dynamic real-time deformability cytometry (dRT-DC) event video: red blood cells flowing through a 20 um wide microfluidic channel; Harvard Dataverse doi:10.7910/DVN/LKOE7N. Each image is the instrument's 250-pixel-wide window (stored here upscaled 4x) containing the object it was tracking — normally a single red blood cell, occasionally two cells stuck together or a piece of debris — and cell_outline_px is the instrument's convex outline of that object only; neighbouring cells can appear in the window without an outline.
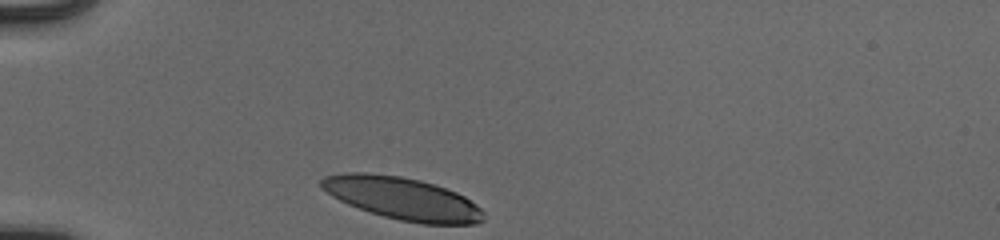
{"species": "human", "species_latin": "Homo sapiens", "temperature_condition": "cold", "stored_images_in_passage": 31, "camera_frame_rate_fps": 3000, "um_per_image_px": 0.085, "donor": {"sex": "male"}, "frame": {"image": 1, "passage_image": 1, "time_ms": 0.0, "image_size_px": [1000, 240], "cell_outline_px": [[484, 220], [476, 224], [424, 224], [400, 220], [384, 216], [348, 204], [332, 196], [320, 188], [320, 180], [324, 176], [344, 172], [368, 172], [400, 176], [420, 180], [436, 184], [456, 192], [464, 196], [476, 204], [484, 212]], "centroid_in_image_um": [34.21, 16.85], "position_along_channel_um": 50.8, "area_um2": 40.23}}
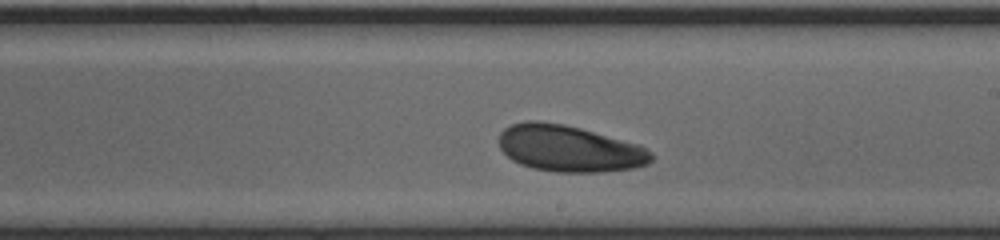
{"frame": {"image": 2, "passage_image": 18, "time_ms": 5.667, "image_size_px": [1000, 240], "cell_outline_px": [[652, 160], [648, 164], [636, 168], [604, 172], [556, 172], [532, 168], [520, 164], [512, 160], [500, 148], [500, 132], [504, 128], [512, 124], [524, 120], [536, 120], [564, 124], [580, 128], [636, 144], [652, 152]], "centroid_in_image_um": [48.37, 12.63], "position_along_channel_um": 240.6, "area_um2": 41.21}}
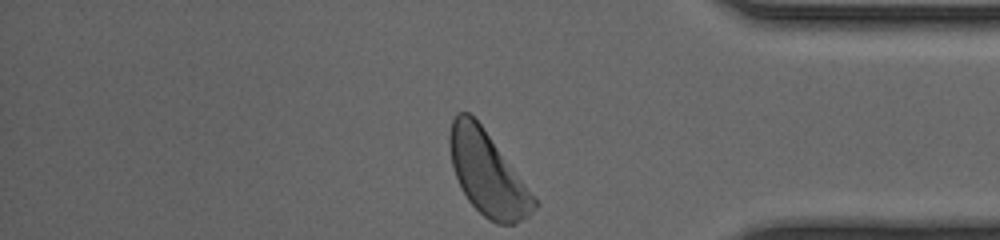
{"frame": {"image": 3, "passage_image": 31, "time_ms": 10.0, "image_size_px": [1000, 240], "cell_outline_px": [[540, 204], [528, 216], [516, 224], [496, 224], [488, 220], [468, 200], [456, 176], [452, 164], [448, 144], [448, 136], [452, 120], [456, 112], [468, 112], [480, 124]], "centroid_in_image_um": [41.43, 14.77], "position_along_channel_um": 393.8, "area_um2": 40.4}, "authors_computed_cell_mechanics": {"area_um2": 41.2114, "velocity_mm_per_s": 3.8642, "shape_relaxation_time_tau1_ms": 2.1815, "shape_relaxation_time_tau2_ms": null, "deformation_change_tau1": 0.1191, "deformation_change_tau2": null}}